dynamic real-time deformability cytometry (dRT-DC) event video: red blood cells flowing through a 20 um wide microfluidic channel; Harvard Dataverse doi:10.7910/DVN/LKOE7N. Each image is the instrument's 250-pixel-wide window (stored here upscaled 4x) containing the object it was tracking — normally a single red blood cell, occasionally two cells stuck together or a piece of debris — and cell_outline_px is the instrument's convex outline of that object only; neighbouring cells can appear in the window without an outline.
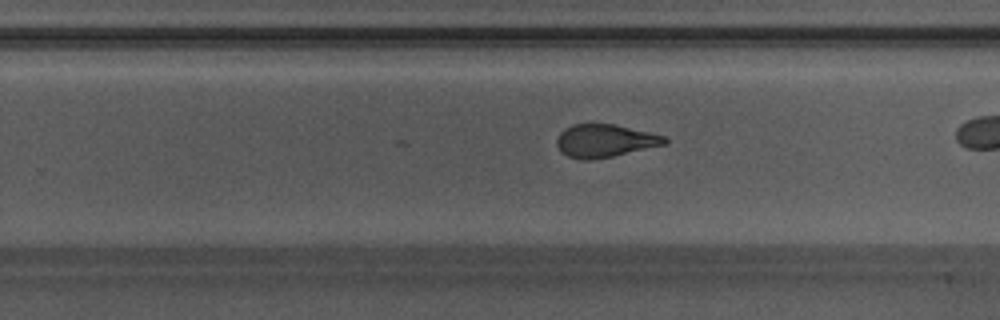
{"species": "Egyptian fruit bat (a non-hibernating species)", "species_latin": "Rousettus aegyptiacus", "temperature_condition": "warm", "stored_images_in_passage": 30, "camera_frame_rate_fps": 3000, "um_per_image_px": 0.085, "animal": {"sex": "male"}, "frame": {"image": 1, "passage_image": 22, "time_ms": 7.0, "image_size_px": [1000, 320], "cell_outline_px": [[668, 144], [612, 156], [588, 160], [580, 160], [568, 156], [560, 152], [556, 144], [556, 140], [560, 132], [572, 124], [616, 124], [664, 136], [668, 140]], "centroid_in_image_um": [51.4, 11.97], "position_along_channel_um": 278.4, "area_um2": 20.69}}